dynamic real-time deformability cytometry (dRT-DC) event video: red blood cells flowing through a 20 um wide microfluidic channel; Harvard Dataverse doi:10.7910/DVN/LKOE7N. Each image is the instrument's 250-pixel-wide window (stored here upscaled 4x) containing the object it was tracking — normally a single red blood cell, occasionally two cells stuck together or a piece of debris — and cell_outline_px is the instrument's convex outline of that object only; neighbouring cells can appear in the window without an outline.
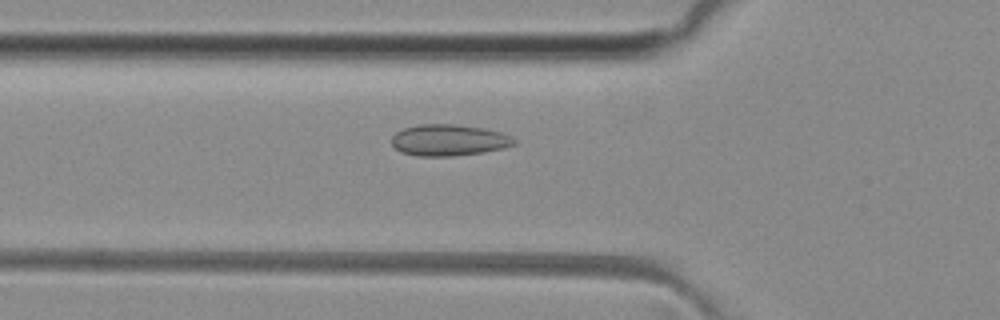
{"species": "common noctule bat (a hibernating species)", "species_latin": "Nyctalus noctula", "temperature_condition": "room temperature", "stored_images_in_passage": 51, "camera_frame_rate_fps": 3000, "um_per_image_px": 0.085, "animal": {"sex": "female", "body_mass_g": 29.2, "forearm_length_mm": 56.3}, "frame": {"image": 1, "passage_image": 18, "time_ms": 5.667, "image_size_px": [1000, 320], "cell_outline_px": [[516, 144], [504, 148], [484, 152], [452, 156], [416, 156], [400, 152], [392, 144], [392, 136], [396, 132], [404, 128], [420, 124], [452, 124], [484, 128], [500, 132], [512, 136], [516, 140]], "centroid_in_image_um": [38.16, 11.91], "position_along_channel_um": 87.6, "area_um2": 22.48}}
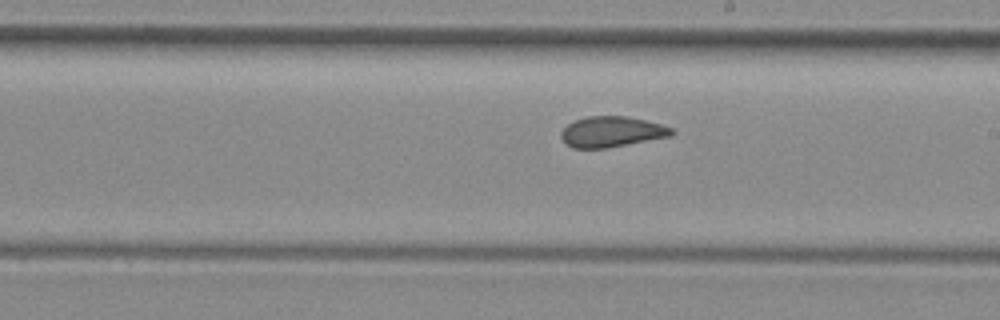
{"frame": {"image": 2, "passage_image": 29, "time_ms": 9.333, "image_size_px": [1000, 320], "cell_outline_px": [[676, 132], [672, 136], [608, 148], [572, 148], [564, 144], [560, 136], [560, 132], [568, 124], [576, 120], [588, 116], [628, 116], [660, 124], [672, 128]], "centroid_in_image_um": [51.98, 11.21], "position_along_channel_um": 237.0, "area_um2": 19.88}}
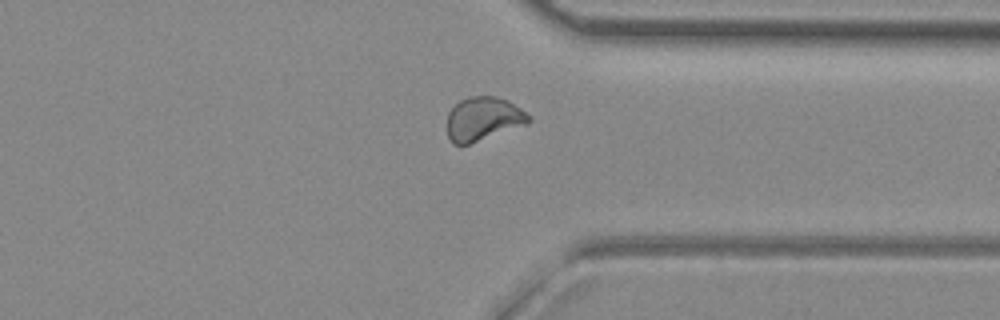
{"frame": {"image": 3, "passage_image": 39, "time_ms": 12.667, "image_size_px": [1000, 320], "cell_outline_px": [[532, 120], [528, 124], [468, 144], [452, 144], [448, 136], [448, 112], [460, 100], [468, 96], [496, 96], [508, 100], [532, 116]], "centroid_in_image_um": [41.1, 10.09], "position_along_channel_um": 370.3, "area_um2": 20.81}, "authors_computed_cell_mechanics": {"area_um2": 20.8658, "velocity_mm_per_s": 4.0724, "shape_relaxation_time_tau1_ms": null, "shape_relaxation_time_tau2_ms": 1.0555, "deformation_change_tau1": null, "deformation_change_tau2": 0.0505}}